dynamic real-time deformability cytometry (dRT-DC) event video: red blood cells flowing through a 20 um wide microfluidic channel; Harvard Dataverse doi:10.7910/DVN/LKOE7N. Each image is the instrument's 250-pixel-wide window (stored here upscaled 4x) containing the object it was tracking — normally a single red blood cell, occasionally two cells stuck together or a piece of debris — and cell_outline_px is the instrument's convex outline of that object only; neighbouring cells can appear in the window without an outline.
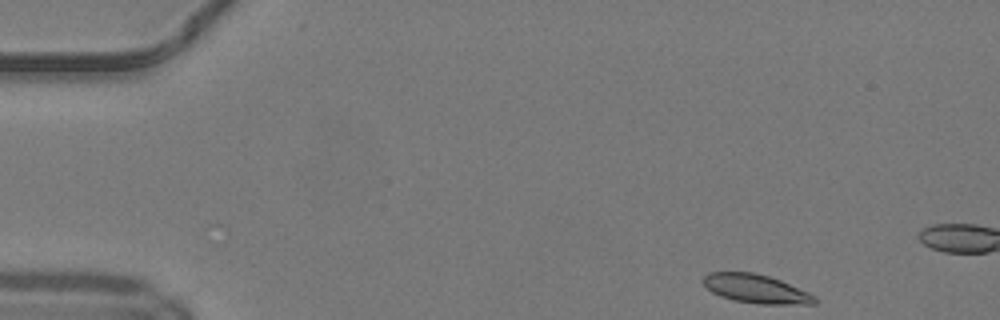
{"species": "common noctule bat (a hibernating species)", "species_latin": "Nyctalus noctula", "temperature_condition": "warm", "stored_images_in_passage": 10, "camera_frame_rate_fps": 3000, "um_per_image_px": 0.085, "animal": {"sex": "male", "body_mass_g": 19.2, "forearm_length_mm": 51.8}, "frame": {"image": 1, "passage_image": 1, "time_ms": 0.0, "image_size_px": [1000, 320], "cell_outline_px": [[816, 304], [756, 304], [736, 300], [720, 296], [712, 292], [700, 280], [708, 272], [752, 272], [768, 276], [780, 280], [808, 292], [816, 296]], "centroid_in_image_um": [64.24, 24.54], "position_along_channel_um": 20.8, "area_um2": 18.61}}